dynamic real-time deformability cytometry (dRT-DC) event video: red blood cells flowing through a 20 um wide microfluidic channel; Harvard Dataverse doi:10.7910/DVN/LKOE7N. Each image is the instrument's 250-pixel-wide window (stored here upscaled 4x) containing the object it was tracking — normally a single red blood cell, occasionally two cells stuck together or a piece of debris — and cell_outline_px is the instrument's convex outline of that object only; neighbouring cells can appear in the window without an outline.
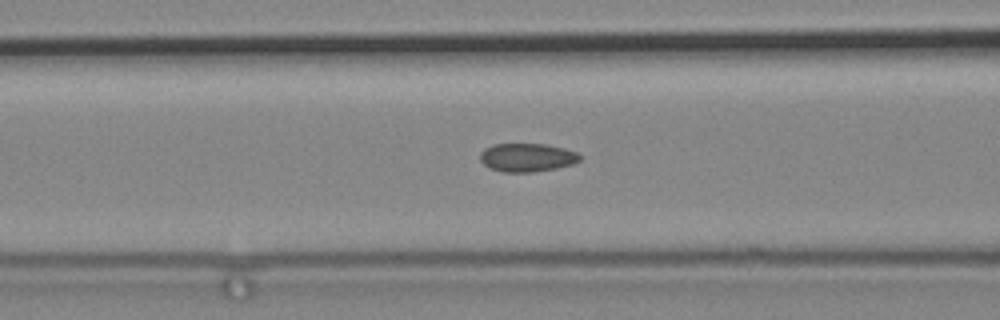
{"species": "common noctule bat (a hibernating species)", "species_latin": "Nyctalus noctula", "temperature_condition": "cold", "stored_images_in_passage": 8, "camera_frame_rate_fps": 3000, "um_per_image_px": 0.085, "animal": {"sex": "male", "body_mass_g": 19.2, "forearm_length_mm": 51.8}, "frame": {"image": 1, "passage_image": 7, "time_ms": 2.0, "image_size_px": [1000, 320], "cell_outline_px": [[580, 160], [572, 164], [556, 168], [532, 172], [504, 172], [488, 168], [480, 160], [480, 152], [484, 148], [492, 144], [544, 144], [564, 148], [576, 152], [580, 156]], "centroid_in_image_um": [44.76, 13.38], "position_along_channel_um": 121.8, "area_um2": 16.53}}
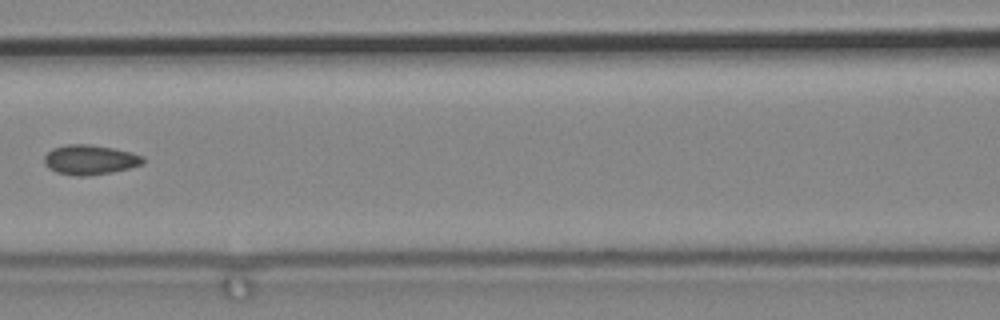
{"frame": {"image": 2, "passage_image": 8, "time_ms": 2.333, "image_size_px": [1000, 320], "cell_outline_px": [[144, 160], [140, 164], [128, 168], [112, 172], [88, 176], [76, 176], [56, 172], [48, 168], [44, 164], [44, 156], [52, 148], [64, 144], [92, 144], [132, 152], [144, 156]], "centroid_in_image_um": [7.61, 13.57], "position_along_channel_um": 159.0, "area_um2": 17.22}}